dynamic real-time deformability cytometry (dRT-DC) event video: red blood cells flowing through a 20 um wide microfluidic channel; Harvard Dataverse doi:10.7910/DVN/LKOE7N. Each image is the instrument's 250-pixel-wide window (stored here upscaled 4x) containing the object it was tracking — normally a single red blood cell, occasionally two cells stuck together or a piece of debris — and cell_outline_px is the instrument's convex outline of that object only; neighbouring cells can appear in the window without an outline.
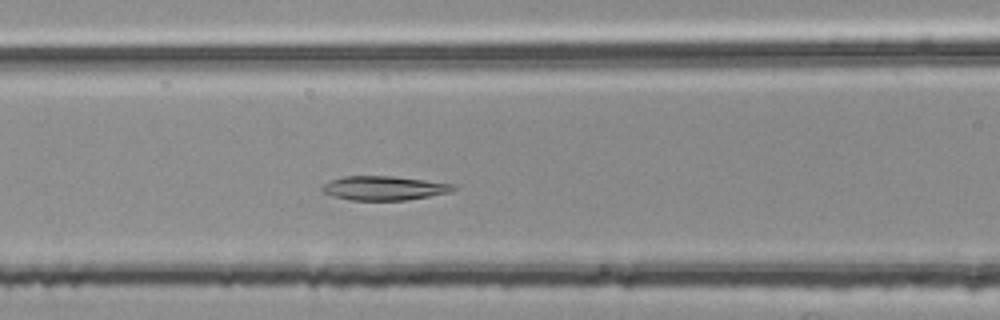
{"species": "common noctule bat (a hibernating species)", "species_latin": "Nyctalus noctula", "temperature_condition": "room temperature", "stored_images_in_passage": 39, "camera_frame_rate_fps": 3000, "um_per_image_px": 0.085, "animal": {"sex": "female", "body_mass_g": 25.1}, "frame": {"image": 1, "passage_image": 16, "time_ms": 5.0, "image_size_px": [1000, 320], "cell_outline_px": [[456, 188], [448, 192], [428, 196], [404, 200], [352, 200], [332, 196], [320, 192], [320, 188], [328, 180], [344, 176], [392, 176], [456, 184]], "centroid_in_image_um": [32.57, 15.98], "position_along_channel_um": 134.0, "area_um2": 18.44}}
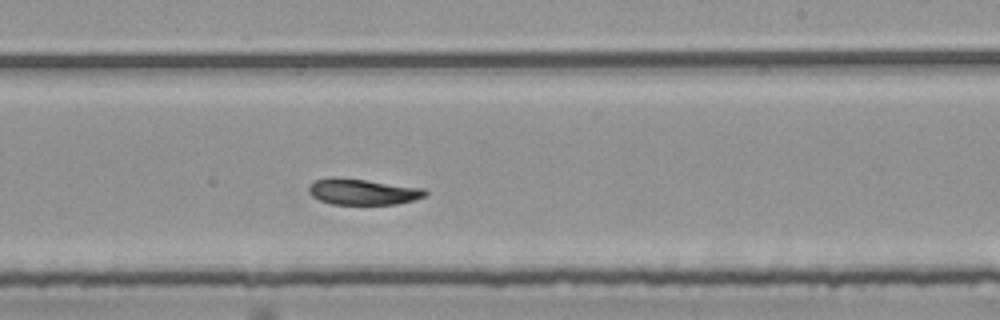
{"frame": {"image": 2, "passage_image": 26, "time_ms": 8.333, "image_size_px": [1000, 320], "cell_outline_px": [[428, 192], [424, 196], [412, 200], [396, 204], [332, 204], [320, 200], [312, 196], [308, 192], [308, 188], [316, 180], [364, 180], [424, 188]], "centroid_in_image_um": [30.9, 16.34], "position_along_channel_um": 258.1, "area_um2": 16.7}}
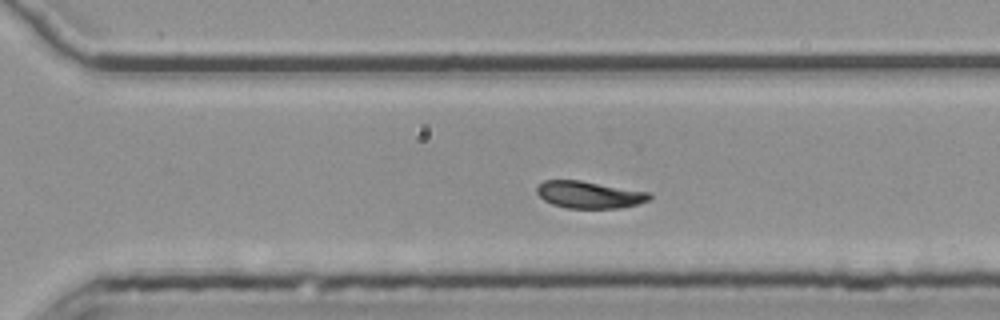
{"frame": {"image": 3, "passage_image": 31, "time_ms": 10.0, "image_size_px": [1000, 320], "cell_outline_px": [[652, 200], [620, 208], [568, 208], [552, 204], [544, 200], [536, 192], [536, 188], [544, 180], [580, 180], [648, 192], [652, 196]], "centroid_in_image_um": [50.09, 16.55], "position_along_channel_um": 320.5, "area_um2": 17.69}, "authors_computed_cell_mechanics": {"area_um2": 18.496, "velocity_mm_per_s": 3.7439, "shape_relaxation_time_tau1_ms": null, "shape_relaxation_time_tau2_ms": 3.6531, "deformation_change_tau1": null, "deformation_change_tau2": 0.0693}}